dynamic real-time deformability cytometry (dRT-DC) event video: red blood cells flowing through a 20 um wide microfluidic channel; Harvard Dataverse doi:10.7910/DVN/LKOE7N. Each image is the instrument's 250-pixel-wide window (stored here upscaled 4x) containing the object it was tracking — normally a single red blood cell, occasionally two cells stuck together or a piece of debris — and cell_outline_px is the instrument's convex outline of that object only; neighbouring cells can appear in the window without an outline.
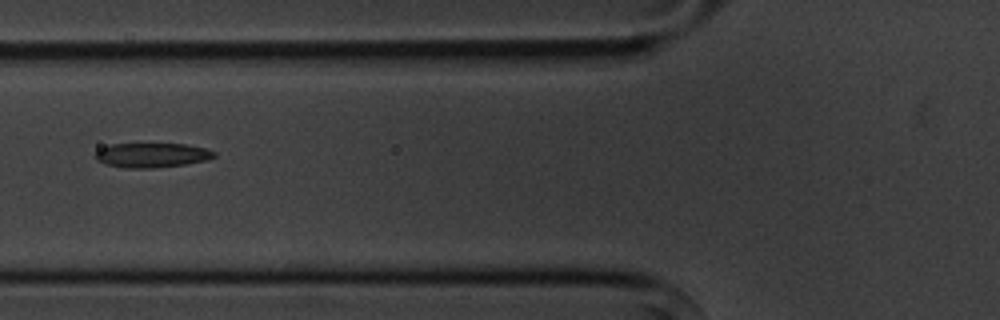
{"species": "common noctule bat (a hibernating species)", "species_latin": "Nyctalus noctula", "temperature_condition": "cold", "stored_images_in_passage": 5, "camera_frame_rate_fps": 3000, "um_per_image_px": 0.085, "animal": {"sex": "male", "body_mass_g": 20.1, "forearm_length_mm": 53.5}, "frame": {"image": 1, "passage_image": 5, "time_ms": 5.667, "image_size_px": [1000, 320], "cell_outline_px": [[216, 156], [208, 160], [184, 164], [152, 168], [124, 168], [108, 164], [96, 160], [96, 152], [100, 148], [112, 144], [184, 144], [204, 148], [216, 152]], "centroid_in_image_um": [12.92, 13.19], "position_along_channel_um": 112.9, "area_um2": 16.82}}